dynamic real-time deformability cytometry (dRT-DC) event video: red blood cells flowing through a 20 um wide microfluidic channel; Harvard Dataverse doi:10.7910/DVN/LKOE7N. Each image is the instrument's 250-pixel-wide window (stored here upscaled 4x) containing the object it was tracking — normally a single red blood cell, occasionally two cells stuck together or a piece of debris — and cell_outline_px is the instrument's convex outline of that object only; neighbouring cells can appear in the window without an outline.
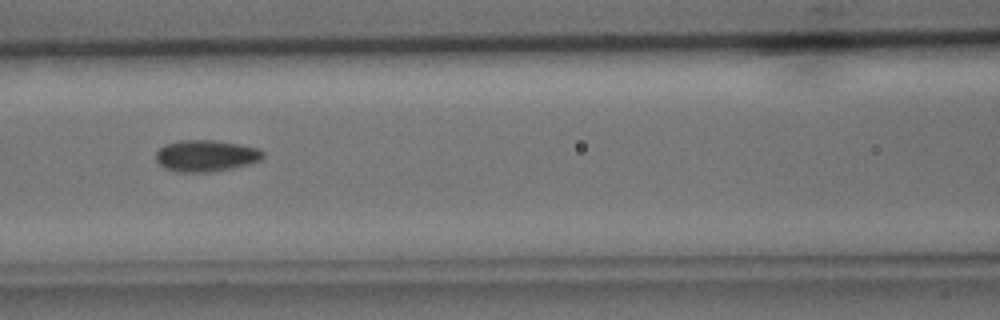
{"species": "common noctule bat (a hibernating species)", "species_latin": "Nyctalus noctula", "temperature_condition": "cold", "stored_images_in_passage": 6, "camera_frame_rate_fps": 3000, "um_per_image_px": 0.085, "animal": {"sex": "male", "body_mass_g": 15.6}, "frame": {"image": 1, "passage_image": 6, "time_ms": 6.667, "image_size_px": [1000, 320], "cell_outline_px": [[264, 156], [260, 160], [248, 164], [232, 168], [212, 172], [176, 172], [164, 168], [156, 160], [156, 152], [164, 144], [180, 140], [216, 140], [240, 144], [260, 148], [264, 152]], "centroid_in_image_um": [17.51, 13.23], "position_along_channel_um": 149.1, "area_um2": 19.88}}